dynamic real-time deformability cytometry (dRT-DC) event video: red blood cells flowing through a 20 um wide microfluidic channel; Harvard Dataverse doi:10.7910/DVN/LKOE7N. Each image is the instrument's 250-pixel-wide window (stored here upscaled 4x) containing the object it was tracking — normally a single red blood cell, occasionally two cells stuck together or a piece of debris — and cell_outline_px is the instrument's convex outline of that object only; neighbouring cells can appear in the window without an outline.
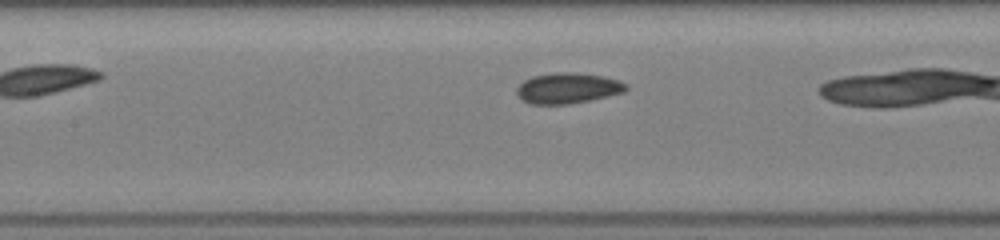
{"species": "common noctule bat (a hibernating species)", "species_latin": "Nyctalus noctula", "temperature_condition": "room temperature", "stored_images_in_passage": 19, "camera_frame_rate_fps": 3000, "um_per_image_px": 0.085, "animal": {"sex": "female", "body_mass_g": 19.5, "forearm_length_mm": 54.1}, "frame": {"image": 1, "passage_image": 6, "time_ms": 1.667, "image_size_px": [1000, 240], "cell_outline_px": [[628, 88], [624, 92], [592, 100], [568, 104], [528, 104], [516, 92], [516, 88], [524, 80], [532, 76], [556, 72], [572, 72], [604, 76], [620, 80], [628, 84]], "centroid_in_image_um": [48.29, 7.49], "position_along_channel_um": 159.1, "area_um2": 19.65}}
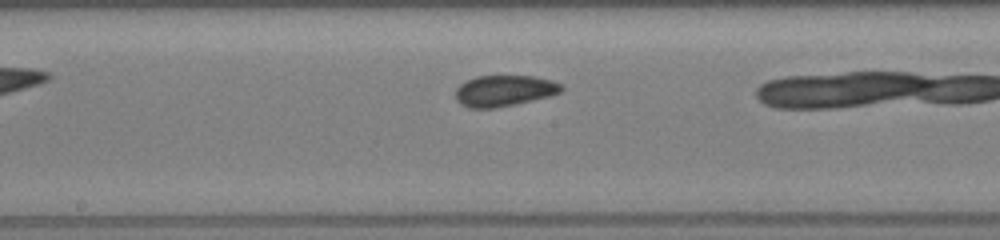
{"frame": {"image": 2, "passage_image": 9, "time_ms": 2.667, "image_size_px": [1000, 240], "cell_outline_px": [[564, 88], [560, 92], [552, 96], [516, 104], [496, 108], [468, 108], [460, 104], [456, 100], [456, 88], [464, 80], [476, 76], [532, 76], [552, 80], [560, 84]], "centroid_in_image_um": [42.84, 7.72], "position_along_channel_um": 205.4, "area_um2": 19.42}}